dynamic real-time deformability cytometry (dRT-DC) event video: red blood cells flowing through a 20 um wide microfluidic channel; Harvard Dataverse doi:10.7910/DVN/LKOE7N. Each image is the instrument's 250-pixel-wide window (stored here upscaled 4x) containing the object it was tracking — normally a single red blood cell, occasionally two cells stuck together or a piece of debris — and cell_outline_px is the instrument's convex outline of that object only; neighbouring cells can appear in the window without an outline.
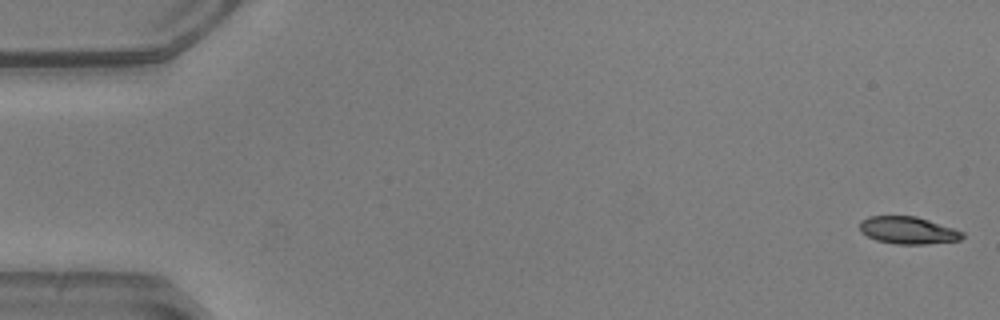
{"species": "common noctule bat (a hibernating species)", "species_latin": "Nyctalus noctula", "temperature_condition": "warm", "stored_images_in_passage": 52, "camera_frame_rate_fps": 3000, "um_per_image_px": 0.085, "animal": {"sex": "male", "body_mass_g": 20.5, "forearm_length_mm": 52.5}, "frame": {"image": 1, "passage_image": 1, "time_ms": 0.0, "image_size_px": [1000, 320], "cell_outline_px": [[964, 236], [960, 240], [924, 244], [896, 244], [876, 240], [860, 232], [860, 220], [868, 216], [916, 216], [964, 232]], "centroid_in_image_um": [77.15, 19.57], "position_along_channel_um": 7.9, "area_um2": 16.24}}
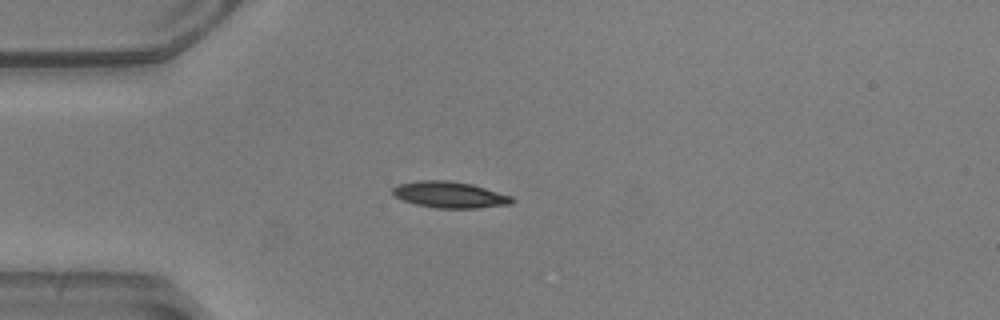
{"frame": {"image": 2, "passage_image": 14, "time_ms": 4.333, "image_size_px": [1000, 320], "cell_outline_px": [[516, 200], [512, 204], [476, 208], [436, 208], [416, 204], [404, 200], [396, 196], [392, 192], [392, 188], [396, 184], [416, 180], [448, 180], [472, 184], [512, 196]], "centroid_in_image_um": [38.23, 16.54], "position_along_channel_um": 46.8, "area_um2": 18.38}}
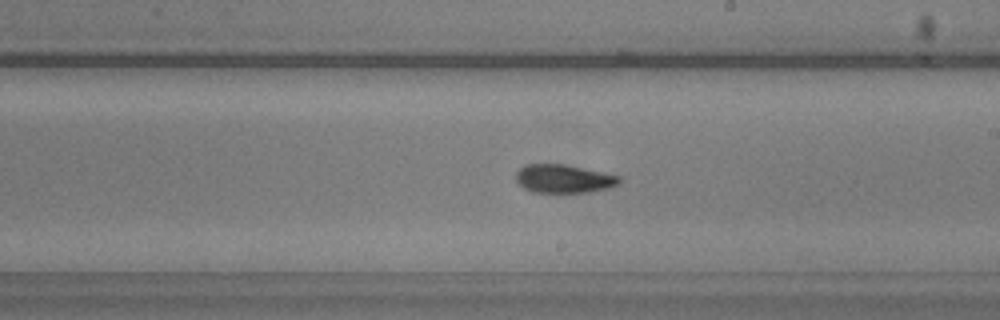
{"frame": {"image": 3, "passage_image": 30, "time_ms": 9.667, "image_size_px": [1000, 320], "cell_outline_px": [[620, 184], [608, 188], [588, 192], [532, 192], [524, 188], [516, 180], [516, 172], [524, 164], [564, 164], [620, 176]], "centroid_in_image_um": [47.9, 15.19], "position_along_channel_um": 241.1, "area_um2": 16.99}, "authors_computed_cell_mechanics": {"area_um2": 17.1666, "velocity_mm_per_s": 3.9398, "shape_relaxation_time_tau1_ms": 4.6632, "shape_relaxation_time_tau2_ms": 0.8048, "deformation_change_tau1": 0.1699, "deformation_change_tau2": 0.0546}}